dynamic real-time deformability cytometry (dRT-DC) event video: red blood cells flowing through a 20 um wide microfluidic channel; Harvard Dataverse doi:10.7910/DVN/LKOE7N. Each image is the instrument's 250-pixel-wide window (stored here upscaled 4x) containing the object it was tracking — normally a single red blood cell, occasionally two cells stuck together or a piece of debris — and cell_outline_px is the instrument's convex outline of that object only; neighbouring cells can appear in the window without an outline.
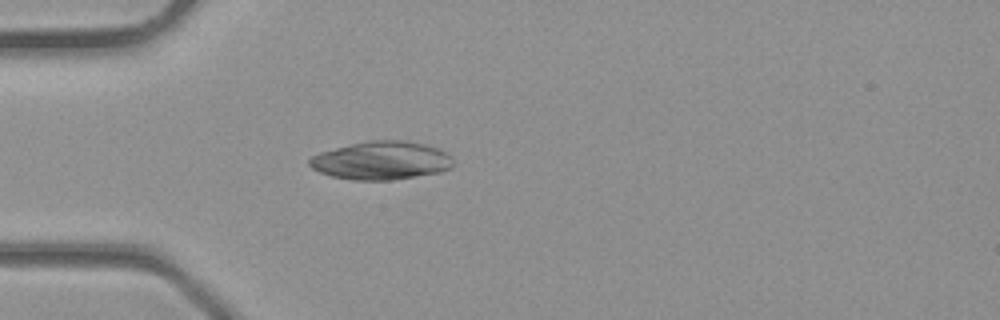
{"species": "common noctule bat (a hibernating species)", "species_latin": "Nyctalus noctula", "temperature_condition": "room temperature", "stored_images_in_passage": 2, "camera_frame_rate_fps": 3000, "um_per_image_px": 0.085, "animal": {"sex": "male", "body_mass_g": 23.1, "forearm_length_mm": 52.7}, "frame": {"image": 1, "passage_image": 2, "time_ms": 0.333, "image_size_px": [1000, 320], "cell_outline_px": [[452, 168], [440, 172], [392, 180], [352, 180], [332, 176], [320, 172], [312, 168], [308, 164], [308, 160], [312, 156], [320, 152], [352, 144], [372, 140], [400, 140], [424, 144], [440, 148], [452, 156]], "centroid_in_image_um": [32.43, 13.65], "position_along_channel_um": 52.6, "area_um2": 32.02}}